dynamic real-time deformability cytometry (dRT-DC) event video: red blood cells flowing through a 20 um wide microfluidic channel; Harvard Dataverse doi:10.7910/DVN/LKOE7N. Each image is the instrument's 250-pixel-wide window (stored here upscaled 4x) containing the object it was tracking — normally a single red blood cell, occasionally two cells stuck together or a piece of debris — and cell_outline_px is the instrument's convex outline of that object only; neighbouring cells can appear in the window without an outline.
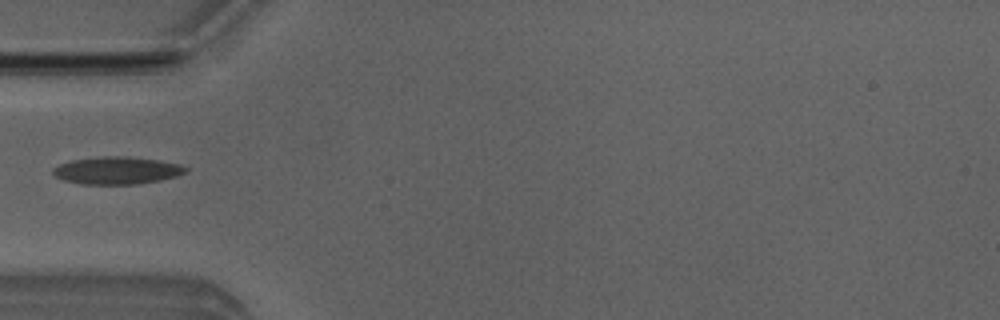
{"species": "Egyptian fruit bat (a non-hibernating species)", "species_latin": "Rousettus aegyptiacus", "temperature_condition": "room temperature", "stored_images_in_passage": 1, "camera_frame_rate_fps": 3000, "um_per_image_px": 0.085, "animal": {"sex": "male"}, "frame": {"image": 1, "passage_image": 1, "time_ms": 0.0, "image_size_px": [1000, 320], "cell_outline_px": [[188, 172], [176, 176], [160, 180], [140, 184], [80, 184], [64, 180], [56, 176], [52, 172], [52, 168], [60, 164], [72, 160], [100, 156], [128, 156], [160, 160], [180, 164], [188, 168]], "centroid_in_image_um": [9.96, 14.48], "position_along_channel_um": 75.0, "area_um2": 21.39}}